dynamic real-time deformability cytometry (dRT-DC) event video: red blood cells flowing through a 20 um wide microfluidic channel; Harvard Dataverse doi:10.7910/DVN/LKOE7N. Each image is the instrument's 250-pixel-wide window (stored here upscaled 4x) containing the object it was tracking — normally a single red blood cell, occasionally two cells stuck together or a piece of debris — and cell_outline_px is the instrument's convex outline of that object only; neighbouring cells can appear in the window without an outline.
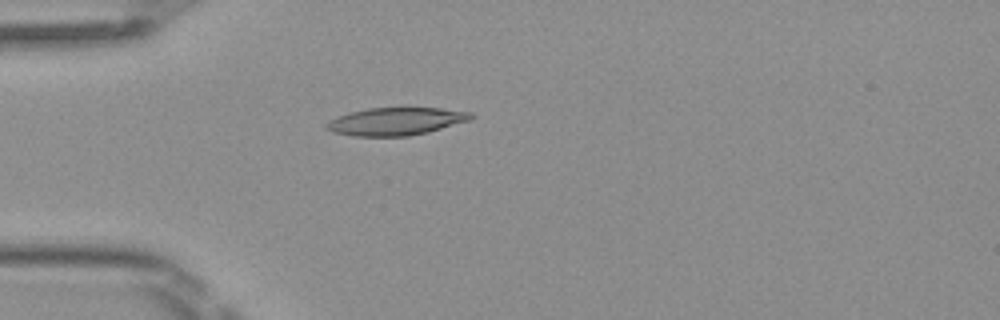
{"species": "Egyptian fruit bat (a non-hibernating species)", "species_latin": "Rousettus aegyptiacus", "temperature_condition": "room temperature", "stored_images_in_passage": 1, "camera_frame_rate_fps": 3000, "um_per_image_px": 0.085, "frame": {"image": 1, "passage_image": 1, "time_ms": 0.0, "image_size_px": [1000, 320], "cell_outline_px": [[476, 116], [468, 120], [428, 132], [408, 136], [352, 136], [332, 132], [324, 128], [324, 124], [328, 120], [352, 112], [368, 108], [440, 108], [472, 112]], "centroid_in_image_um": [33.62, 10.32], "position_along_channel_um": 51.4, "area_um2": 23.24}}